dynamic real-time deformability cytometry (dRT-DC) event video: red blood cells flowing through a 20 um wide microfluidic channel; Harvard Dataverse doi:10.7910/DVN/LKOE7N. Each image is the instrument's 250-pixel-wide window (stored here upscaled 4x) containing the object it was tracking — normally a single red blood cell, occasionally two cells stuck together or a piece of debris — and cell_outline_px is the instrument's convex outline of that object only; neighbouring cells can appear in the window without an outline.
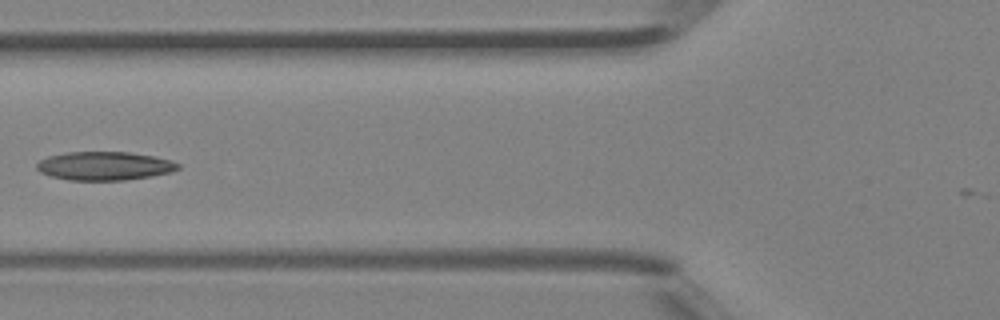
{"species": "Egyptian fruit bat (a non-hibernating species)", "species_latin": "Rousettus aegyptiacus", "temperature_condition": "room temperature", "stored_images_in_passage": 2, "camera_frame_rate_fps": 3000, "um_per_image_px": 0.085, "animal": {"sex": "female"}, "frame": {"image": 1, "passage_image": 2, "time_ms": 0.333, "image_size_px": [1000, 320], "cell_outline_px": [[180, 168], [172, 172], [152, 176], [124, 180], [68, 180], [52, 176], [40, 172], [36, 168], [36, 164], [40, 160], [48, 156], [64, 152], [128, 152], [152, 156], [172, 160], [180, 164]], "centroid_in_image_um": [8.89, 14.1], "position_along_channel_um": 116.9, "area_um2": 23.58}}